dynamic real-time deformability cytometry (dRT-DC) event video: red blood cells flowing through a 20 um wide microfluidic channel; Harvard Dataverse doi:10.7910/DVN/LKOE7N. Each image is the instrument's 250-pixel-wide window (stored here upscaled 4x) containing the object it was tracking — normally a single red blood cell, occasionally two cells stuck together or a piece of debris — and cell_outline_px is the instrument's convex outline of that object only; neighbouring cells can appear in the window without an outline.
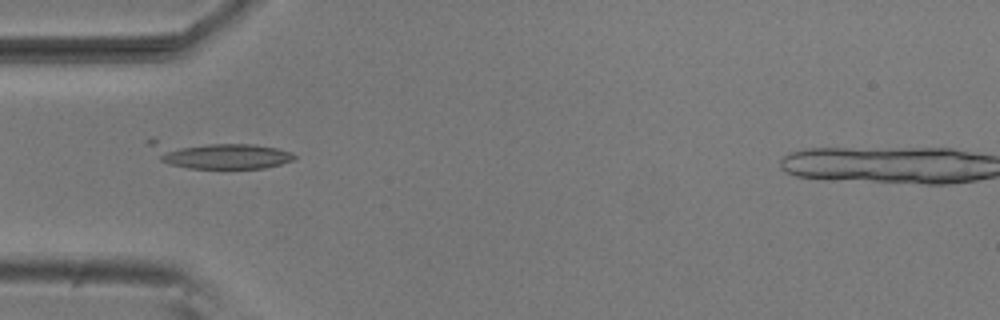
{"species": "common noctule bat (a hibernating species)", "species_latin": "Nyctalus noctula", "temperature_condition": "room temperature", "stored_images_in_passage": 8, "camera_frame_rate_fps": 3000, "um_per_image_px": 0.085, "animal": {"sex": "male", "body_mass_g": 20.5, "forearm_length_mm": 52.5}, "frame": {"image": 1, "passage_image": 4, "time_ms": 1.0, "image_size_px": [1000, 320], "cell_outline_px": [[296, 156], [292, 160], [280, 164], [264, 168], [188, 168], [168, 164], [160, 160], [144, 140], [152, 136], [256, 144], [276, 148], [292, 152]], "centroid_in_image_um": [18.37, 13.06], "position_along_channel_um": 66.6, "area_um2": 24.68}}
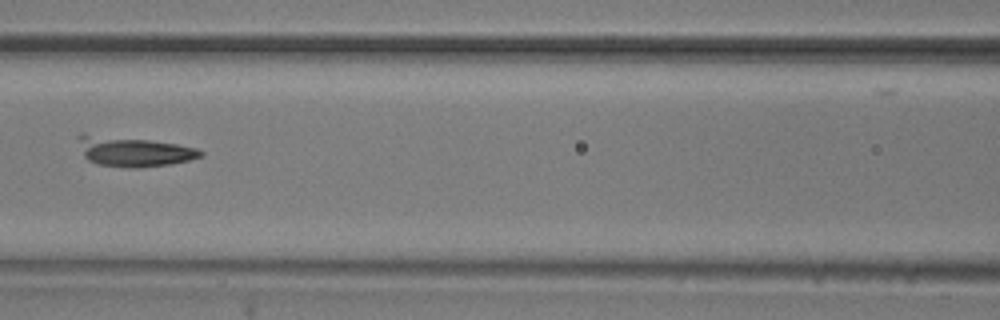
{"frame": {"image": 2, "passage_image": 6, "time_ms": 1.667, "image_size_px": [1000, 320], "cell_outline_px": [[204, 156], [188, 160], [168, 164], [136, 168], [132, 168], [96, 164], [88, 160], [84, 156], [76, 136], [80, 132], [84, 132], [148, 140], [176, 144], [196, 148], [204, 152]], "centroid_in_image_um": [11.28, 12.85], "position_along_channel_um": 155.3, "area_um2": 21.39}}
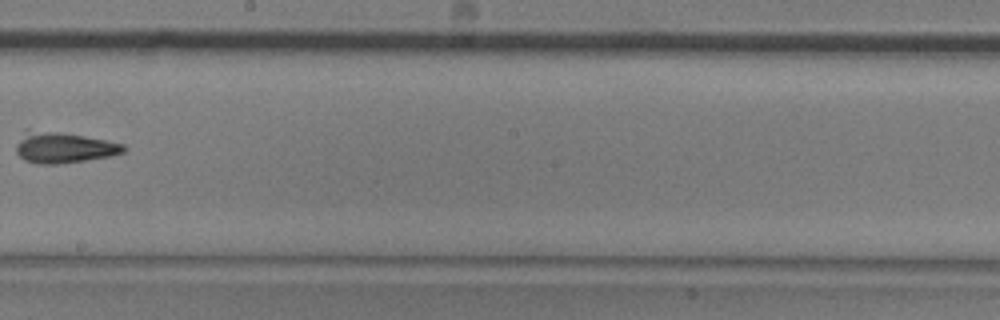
{"frame": {"image": 3, "passage_image": 8, "time_ms": 2.333, "image_size_px": [1000, 320], "cell_outline_px": [[128, 148], [124, 152], [112, 156], [60, 164], [40, 164], [24, 160], [16, 152], [16, 144], [28, 128], [60, 132], [84, 136], [124, 144]], "centroid_in_image_um": [5.41, 12.53], "position_along_channel_um": 242.8, "area_um2": 19.48}}